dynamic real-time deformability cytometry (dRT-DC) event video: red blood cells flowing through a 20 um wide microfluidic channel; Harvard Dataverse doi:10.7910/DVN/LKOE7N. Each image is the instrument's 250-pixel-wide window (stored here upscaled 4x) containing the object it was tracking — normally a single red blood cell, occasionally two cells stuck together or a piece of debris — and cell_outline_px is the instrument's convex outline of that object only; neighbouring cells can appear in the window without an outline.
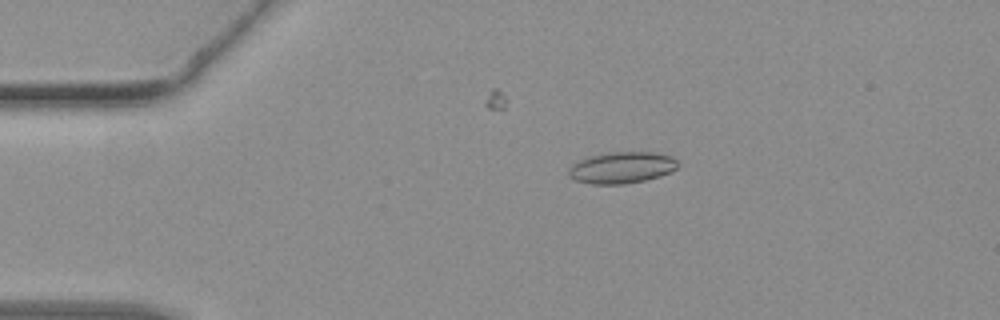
{"species": "common noctule bat (a hibernating species)", "species_latin": "Nyctalus noctula", "temperature_condition": "warm", "stored_images_in_passage": 28, "camera_frame_rate_fps": 3000, "um_per_image_px": 0.085, "animal": {"sex": "female", "body_mass_g": 19.3, "forearm_length_mm": 54.1}, "frame": {"image": 1, "passage_image": 9, "time_ms": 2.667, "image_size_px": [1000, 320], "cell_outline_px": [[680, 164], [672, 172], [660, 176], [644, 180], [624, 184], [592, 184], [576, 180], [568, 176], [568, 168], [572, 164], [588, 156], [608, 152], [656, 152], [672, 156]], "centroid_in_image_um": [52.86, 14.24], "position_along_channel_um": 32.1, "area_um2": 20.23}}
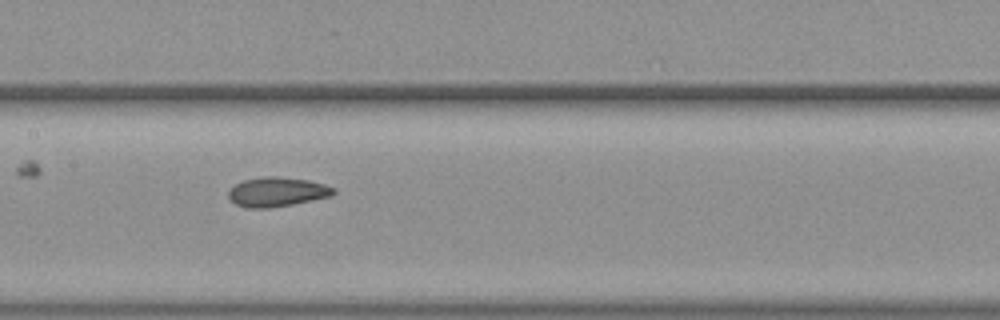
{"frame": {"image": 2, "passage_image": 22, "time_ms": 7.0, "image_size_px": [1000, 320], "cell_outline_px": [[336, 192], [332, 196], [292, 204], [268, 208], [244, 208], [228, 200], [228, 192], [236, 184], [244, 180], [264, 176], [276, 176], [308, 180], [324, 184], [336, 188]], "centroid_in_image_um": [23.54, 16.31], "position_along_channel_um": 183.9, "area_um2": 18.09}}
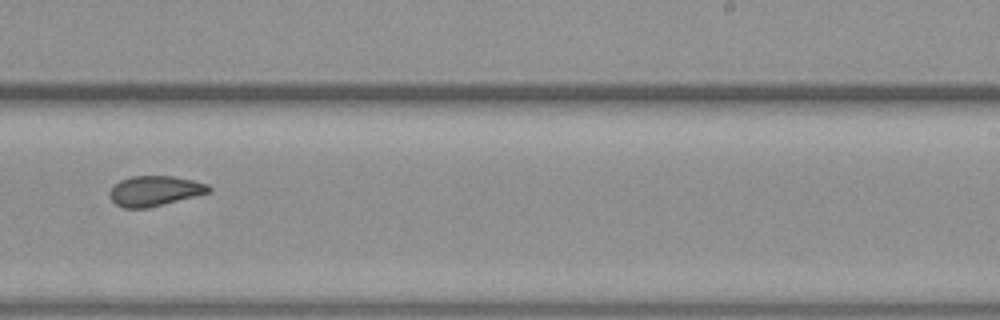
{"frame": {"image": 3, "passage_image": 28, "time_ms": 9.0, "image_size_px": [1000, 320], "cell_outline_px": [[212, 192], [148, 208], [124, 208], [116, 204], [112, 200], [108, 192], [120, 180], [132, 176], [172, 176], [192, 180], [208, 184], [212, 188]], "centroid_in_image_um": [13.18, 16.23], "position_along_channel_um": 275.8, "area_um2": 17.4}}